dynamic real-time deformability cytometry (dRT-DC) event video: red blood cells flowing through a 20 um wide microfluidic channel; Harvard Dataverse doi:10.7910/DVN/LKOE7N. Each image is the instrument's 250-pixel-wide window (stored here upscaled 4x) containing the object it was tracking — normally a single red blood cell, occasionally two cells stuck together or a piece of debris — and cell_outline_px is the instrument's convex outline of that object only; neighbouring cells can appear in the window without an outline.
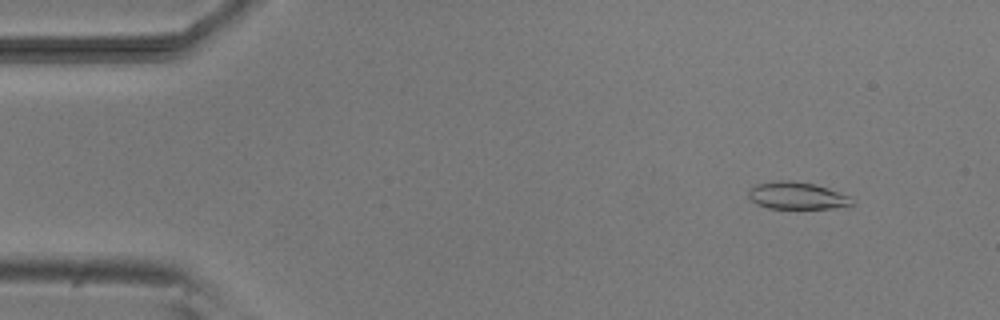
{"species": "common noctule bat (a hibernating species)", "species_latin": "Nyctalus noctula", "temperature_condition": "room temperature", "stored_images_in_passage": 10, "camera_frame_rate_fps": 3000, "um_per_image_px": 0.085, "animal": {"sex": "male", "body_mass_g": 20.5, "forearm_length_mm": 52.5}, "frame": {"image": 1, "passage_image": 1, "time_ms": 0.0, "image_size_px": [1000, 320], "cell_outline_px": [[852, 204], [848, 208], [768, 208], [756, 204], [748, 196], [748, 188], [756, 184], [772, 180], [788, 180], [812, 184], [828, 188], [848, 196]], "centroid_in_image_um": [67.69, 16.63], "position_along_channel_um": 17.3, "area_um2": 16.42}}
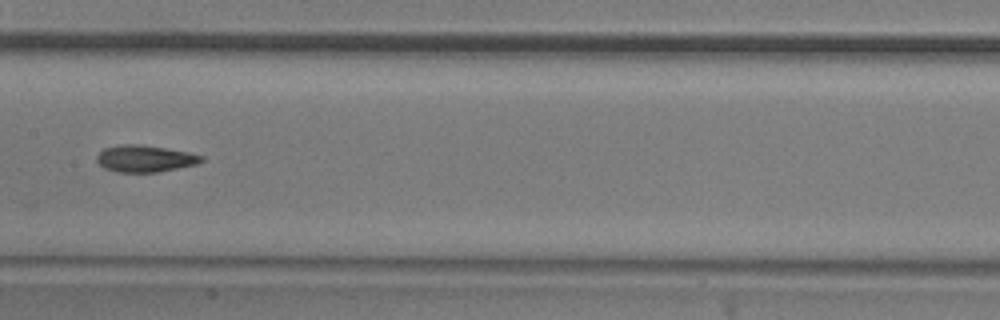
{"frame": {"image": 2, "passage_image": 7, "time_ms": 7.0, "image_size_px": [1000, 320], "cell_outline_px": [[204, 160], [196, 164], [156, 172], [116, 172], [104, 168], [96, 160], [96, 156], [104, 148], [120, 144], [136, 144], [164, 148], [188, 152], [204, 156]], "centroid_in_image_um": [12.29, 13.48], "position_along_channel_um": 195.1, "area_um2": 16.18}}
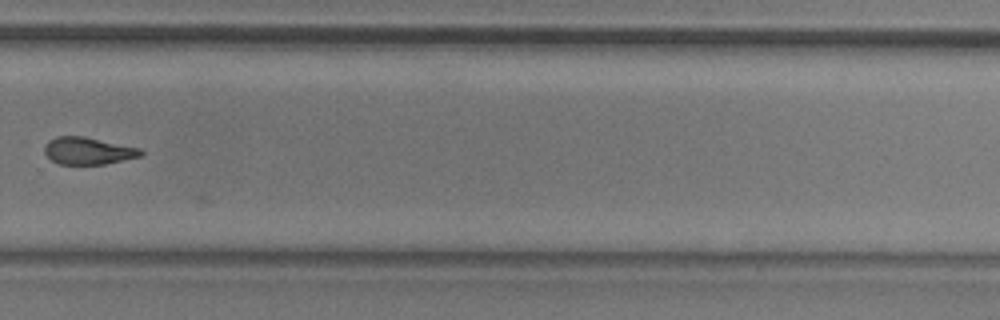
{"frame": {"image": 3, "passage_image": 10, "time_ms": 10.333, "image_size_px": [1000, 320], "cell_outline_px": [[144, 152], [140, 156], [104, 164], [60, 164], [52, 160], [44, 152], [44, 144], [48, 140], [56, 136], [84, 136], [140, 148]], "centroid_in_image_um": [7.46, 12.81], "position_along_channel_um": 322.3, "area_um2": 15.2}}